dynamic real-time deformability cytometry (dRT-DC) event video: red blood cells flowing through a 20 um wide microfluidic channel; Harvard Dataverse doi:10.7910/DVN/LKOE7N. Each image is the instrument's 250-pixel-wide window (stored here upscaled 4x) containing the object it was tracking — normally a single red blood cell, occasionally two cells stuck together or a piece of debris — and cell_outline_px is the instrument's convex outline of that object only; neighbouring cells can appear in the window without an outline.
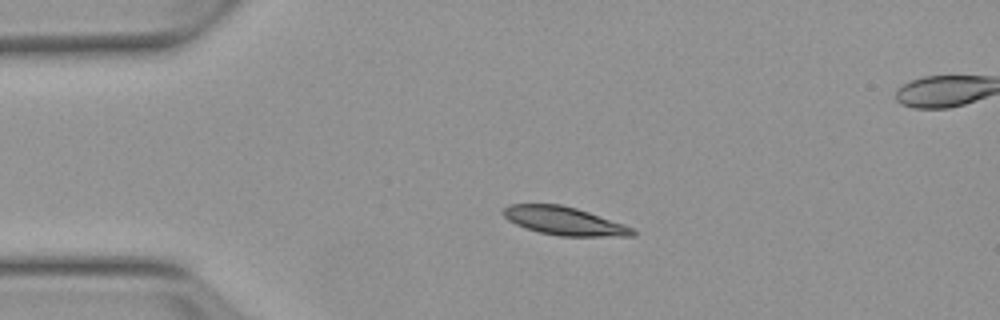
{"species": "Egyptian fruit bat (a non-hibernating species)", "species_latin": "Rousettus aegyptiacus", "temperature_condition": "warm", "stored_images_in_passage": 3, "segment_of_instrument_passage": [1, 2], "camera_frame_rate_fps": 3000, "um_per_image_px": 0.085, "animal": {"sex": "female"}, "frame": {"image": 1, "passage_image": 1, "time_ms": 0.0, "image_size_px": [1000, 320], "cell_outline_px": [[636, 236], [560, 236], [540, 232], [524, 228], [508, 220], [500, 212], [508, 204], [560, 204], [576, 208], [636, 228]], "centroid_in_image_um": [47.96, 18.78], "position_along_channel_um": 37.0, "area_um2": 21.39}}